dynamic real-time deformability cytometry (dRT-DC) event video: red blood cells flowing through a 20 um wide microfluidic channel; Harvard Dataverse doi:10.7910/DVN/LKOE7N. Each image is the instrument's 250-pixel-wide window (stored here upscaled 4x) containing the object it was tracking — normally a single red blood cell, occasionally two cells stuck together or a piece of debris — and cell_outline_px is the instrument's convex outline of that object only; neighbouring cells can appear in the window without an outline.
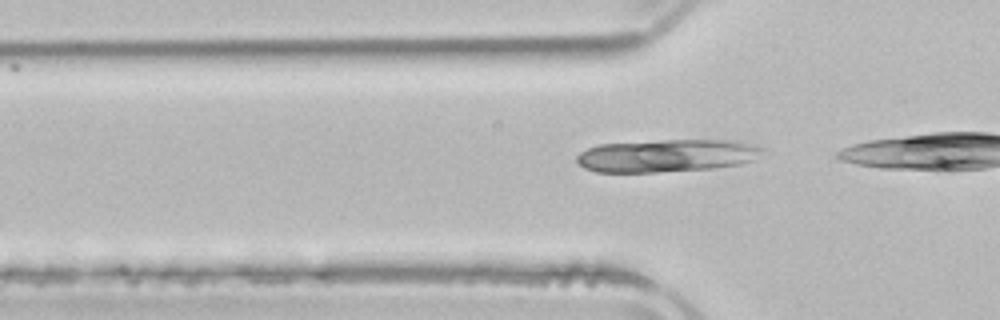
{"species": "common noctule bat (a hibernating species)", "species_latin": "Nyctalus noctula", "temperature_condition": "room temperature", "stored_images_in_passage": 6, "camera_frame_rate_fps": 3000, "um_per_image_px": 0.085, "animal": {"sex": "male", "body_mass_g": 21.5, "forearm_length_mm": 52.0}, "frame": {"image": 1, "passage_image": 5, "time_ms": 6.0, "image_size_px": [1000, 320], "cell_outline_px": [[764, 152], [752, 160], [740, 164], [712, 168], [656, 172], [596, 172], [584, 168], [576, 160], [576, 156], [580, 152], [588, 148], [600, 144], [664, 140], [736, 140], [756, 144], [764, 148]], "centroid_in_image_um": [56.7, 13.22], "position_along_channel_um": 69.1, "area_um2": 35.49}}